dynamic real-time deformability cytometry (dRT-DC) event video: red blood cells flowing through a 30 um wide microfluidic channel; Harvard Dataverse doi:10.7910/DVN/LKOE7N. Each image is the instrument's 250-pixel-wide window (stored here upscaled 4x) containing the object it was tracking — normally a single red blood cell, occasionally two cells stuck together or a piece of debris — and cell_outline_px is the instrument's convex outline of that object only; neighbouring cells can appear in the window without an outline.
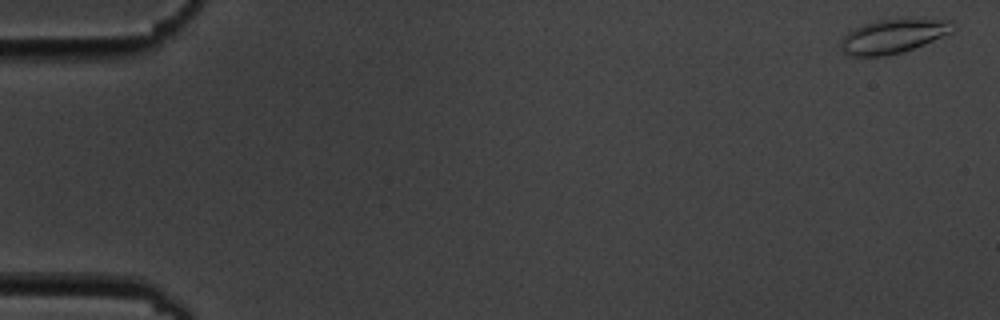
{"species": "common noctule bat (a hibernating species)", "species_latin": "Nyctalus noctula", "temperature_condition": "cold", "stored_images_in_passage": 6, "camera_frame_rate_fps": 3000, "um_per_image_px": 0.085, "animal": {"sex": "male", "body_mass_g": 19.5, "forearm_length_mm": 54.6}, "frame": {"image": 1, "passage_image": 1, "time_ms": 0.0, "image_size_px": [1000, 320], "cell_outline_px": [[956, 28], [952, 32], [924, 44], [888, 56], [848, 56], [840, 48], [840, 40], [852, 28], [864, 24], [880, 20], [948, 20], [956, 24]], "centroid_in_image_um": [75.88, 3.1], "position_along_channel_um": 9.1, "area_um2": 21.91}}